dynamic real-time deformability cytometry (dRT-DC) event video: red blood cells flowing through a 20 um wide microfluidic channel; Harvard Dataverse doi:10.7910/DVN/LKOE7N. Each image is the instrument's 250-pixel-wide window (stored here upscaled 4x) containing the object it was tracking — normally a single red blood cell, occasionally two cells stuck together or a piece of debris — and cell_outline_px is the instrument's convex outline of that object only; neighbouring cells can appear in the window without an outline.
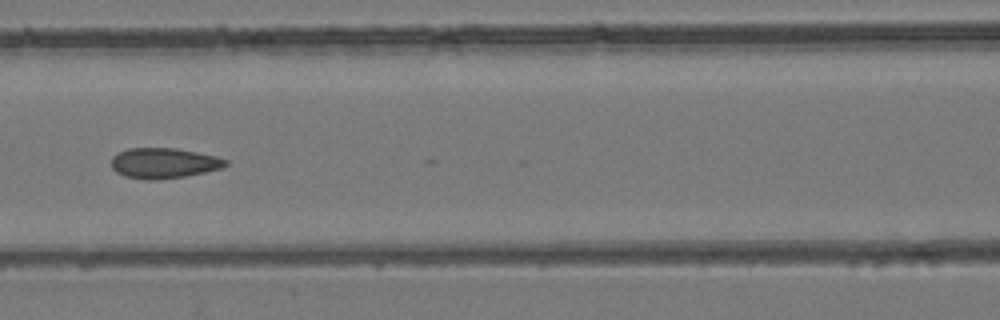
{"species": "common noctule bat (a hibernating species)", "species_latin": "Nyctalus noctula", "temperature_condition": "room temperature", "stored_images_in_passage": 7, "camera_frame_rate_fps": 3000, "um_per_image_px": 0.085, "animal": {"sex": "female", "body_mass_g": 24.6, "forearm_length_mm": 56.2}, "frame": {"image": 1, "passage_image": 7, "time_ms": 7.667, "image_size_px": [1000, 320], "cell_outline_px": [[228, 164], [220, 168], [204, 172], [184, 176], [156, 180], [148, 180], [124, 176], [116, 172], [112, 168], [112, 156], [128, 148], [176, 148], [216, 156], [228, 160]], "centroid_in_image_um": [13.91, 13.86], "position_along_channel_um": 152.7, "area_um2": 20.11}}